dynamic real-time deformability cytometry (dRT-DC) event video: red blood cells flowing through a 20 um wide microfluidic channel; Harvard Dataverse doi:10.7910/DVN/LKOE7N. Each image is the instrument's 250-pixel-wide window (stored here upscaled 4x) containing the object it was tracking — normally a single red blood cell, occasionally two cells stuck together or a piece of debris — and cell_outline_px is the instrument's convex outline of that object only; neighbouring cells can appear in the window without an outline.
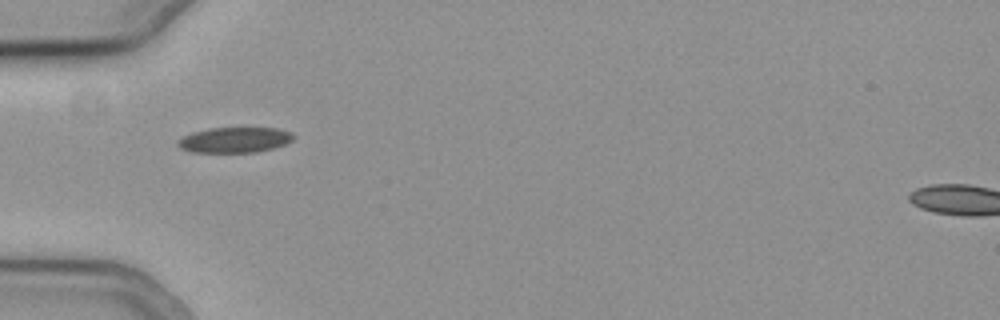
{"species": "common noctule bat (a hibernating species)", "species_latin": "Nyctalus noctula", "temperature_condition": "cold", "stored_images_in_passage": 28, "camera_frame_rate_fps": 3000, "um_per_image_px": 0.085, "animal": {"sex": "female", "body_mass_g": 19.3, "forearm_length_mm": 54.1}, "frame": {"image": 1, "passage_image": 1, "time_ms": 0.0, "image_size_px": [1000, 320], "cell_outline_px": [[292, 140], [284, 144], [272, 148], [256, 152], [192, 152], [180, 148], [176, 144], [176, 140], [192, 132], [208, 128], [276, 128], [292, 132]], "centroid_in_image_um": [19.89, 11.89], "position_along_channel_um": 65.1, "area_um2": 17.05}}
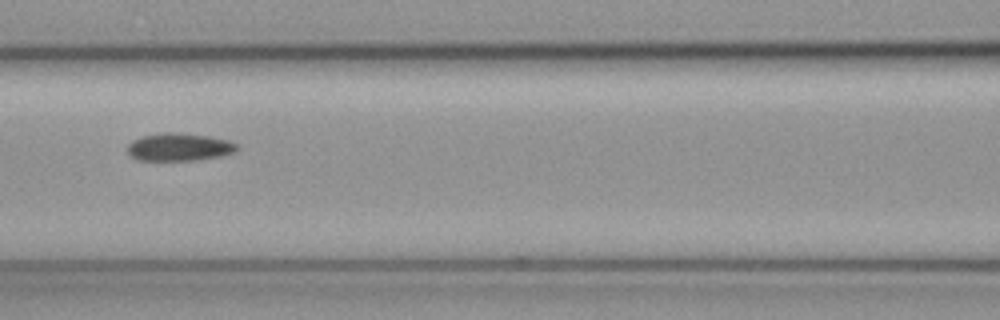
{"frame": {"image": 2, "passage_image": 8, "time_ms": 2.333, "image_size_px": [1000, 320], "cell_outline_px": [[240, 144], [236, 152], [220, 156], [196, 160], [136, 160], [128, 152], [128, 144], [132, 140], [144, 136], [160, 132], [172, 132], [208, 136], [228, 140]], "centroid_in_image_um": [15.26, 12.49], "position_along_channel_um": 151.3, "area_um2": 17.74}}
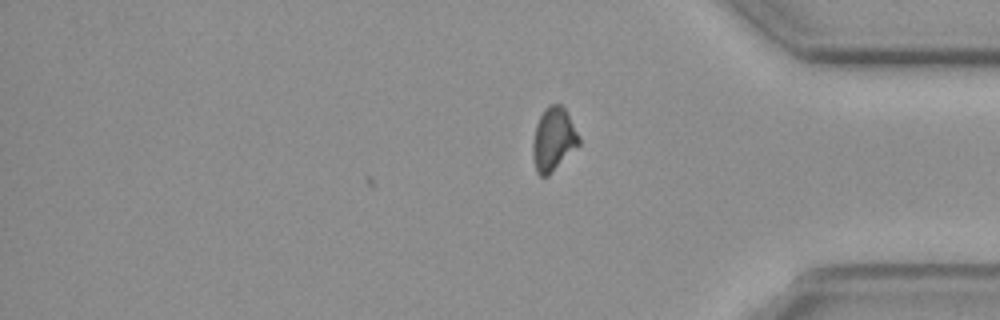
{"frame": {"image": 3, "passage_image": 28, "time_ms": 9.0, "image_size_px": [1000, 320], "cell_outline_px": [[580, 144], [548, 176], [540, 176], [536, 172], [532, 156], [532, 144], [536, 124], [540, 116], [548, 104], [560, 104], [564, 108], [580, 136]], "centroid_in_image_um": [47.03, 11.85], "position_along_channel_um": 388.2, "area_um2": 17.05}}